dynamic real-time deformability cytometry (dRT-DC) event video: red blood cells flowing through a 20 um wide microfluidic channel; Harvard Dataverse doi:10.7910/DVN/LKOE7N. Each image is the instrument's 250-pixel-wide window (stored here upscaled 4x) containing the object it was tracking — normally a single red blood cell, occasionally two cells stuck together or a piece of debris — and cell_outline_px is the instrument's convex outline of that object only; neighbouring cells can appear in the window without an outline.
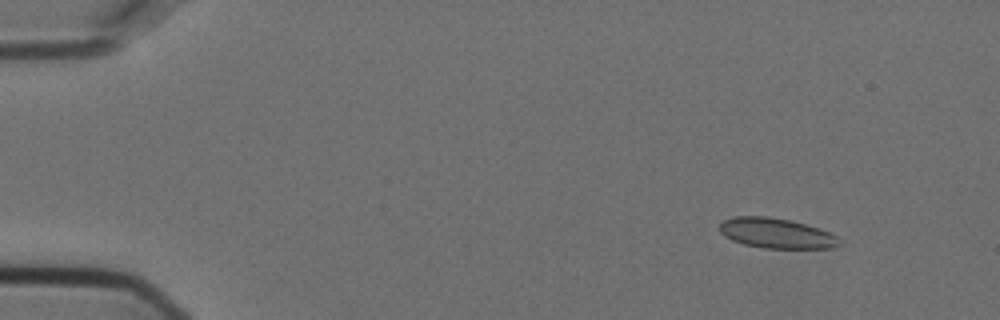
{"species": "Egyptian fruit bat (a non-hibernating species)", "species_latin": "Rousettus aegyptiacus", "temperature_condition": "cold", "stored_images_in_passage": 5, "camera_frame_rate_fps": 3000, "um_per_image_px": 0.085, "animal": {"sex": "female"}, "frame": {"image": 1, "passage_image": 2, "time_ms": 0.333, "image_size_px": [1000, 320], "cell_outline_px": [[840, 244], [832, 248], [764, 248], [744, 244], [732, 240], [724, 236], [720, 232], [720, 224], [724, 220], [732, 216], [768, 216], [792, 220], [828, 232], [836, 236]], "centroid_in_image_um": [65.94, 19.82], "position_along_channel_um": 19.1, "area_um2": 20.87}}
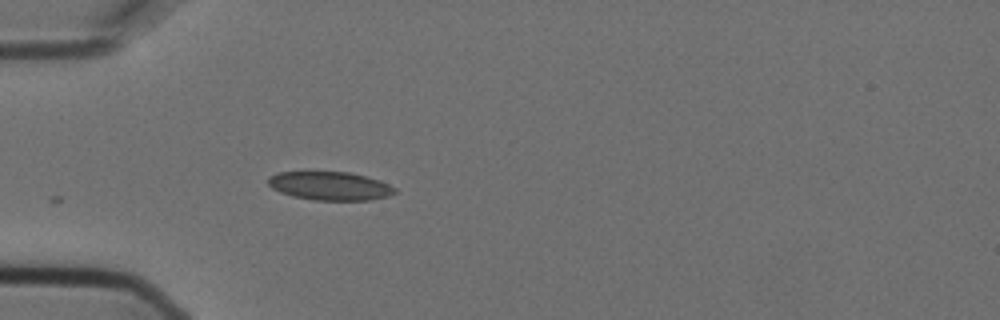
{"frame": {"image": 2, "passage_image": 5, "time_ms": 1.333, "image_size_px": [1000, 320], "cell_outline_px": [[396, 192], [388, 196], [368, 200], [316, 200], [292, 196], [280, 192], [272, 188], [268, 184], [268, 176], [276, 172], [348, 172], [380, 180], [396, 188]], "centroid_in_image_um": [28.02, 15.8], "position_along_channel_um": 57.0, "area_um2": 20.98}}